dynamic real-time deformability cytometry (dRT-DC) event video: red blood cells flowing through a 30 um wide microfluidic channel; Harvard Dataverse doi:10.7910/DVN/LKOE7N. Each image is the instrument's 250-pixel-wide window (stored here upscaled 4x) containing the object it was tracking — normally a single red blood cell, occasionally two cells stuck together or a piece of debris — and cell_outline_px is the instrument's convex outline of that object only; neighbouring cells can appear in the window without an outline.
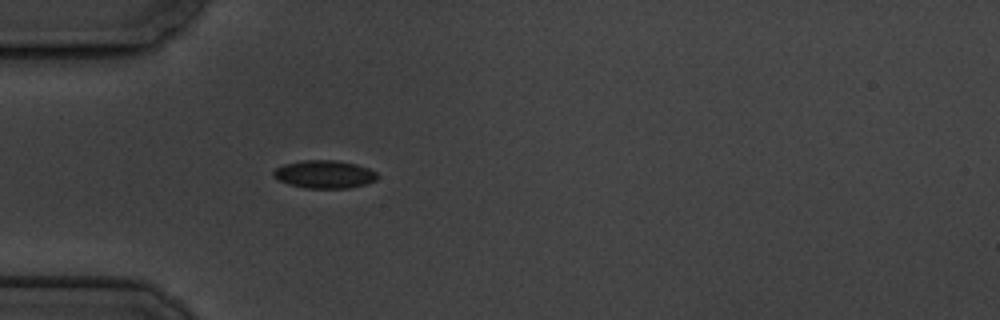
{"species": "common noctule bat (a hibernating species)", "species_latin": "Nyctalus noctula", "temperature_condition": "cold", "stored_images_in_passage": 6, "camera_frame_rate_fps": 3000, "um_per_image_px": 0.085, "animal": {"sex": "male", "body_mass_g": 19.5, "forearm_length_mm": 54.6}, "frame": {"image": 1, "passage_image": 6, "time_ms": 5.667, "image_size_px": [1000, 320], "cell_outline_px": [[380, 176], [376, 180], [364, 184], [348, 188], [304, 188], [288, 184], [272, 176], [272, 172], [276, 168], [284, 164], [304, 160], [336, 160], [356, 164], [368, 168], [376, 172]], "centroid_in_image_um": [27.58, 14.81], "position_along_channel_um": 57.4, "area_um2": 16.94}}